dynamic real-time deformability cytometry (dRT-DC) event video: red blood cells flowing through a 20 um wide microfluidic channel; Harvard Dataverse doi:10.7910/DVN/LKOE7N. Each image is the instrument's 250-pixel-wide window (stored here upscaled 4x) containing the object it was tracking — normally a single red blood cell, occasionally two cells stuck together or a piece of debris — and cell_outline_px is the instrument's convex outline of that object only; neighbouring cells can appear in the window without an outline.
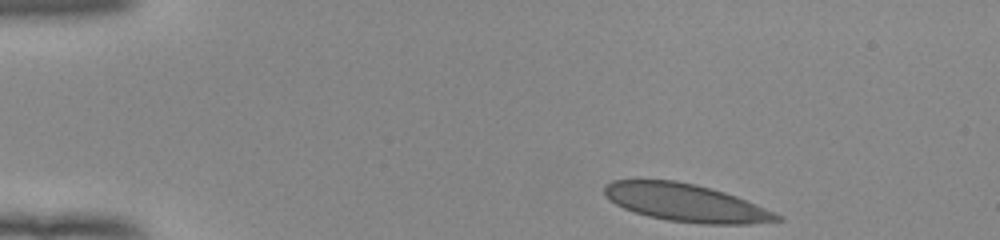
{"species": "human", "species_latin": "Homo sapiens", "temperature_condition": "room temperature", "stored_images_in_passage": 40, "camera_frame_rate_fps": 3000, "um_per_image_px": 0.085, "donor": {"sex": "female"}, "frame": {"image": 1, "passage_image": 1, "time_ms": 0.0, "image_size_px": [1000, 240], "cell_outline_px": [[784, 220], [748, 224], [704, 224], [668, 220], [648, 216], [624, 208], [608, 200], [604, 196], [604, 184], [612, 180], [676, 180], [696, 184], [724, 192], [736, 196], [776, 212], [784, 216]], "centroid_in_image_um": [58.3, 17.23], "position_along_channel_um": 26.7, "area_um2": 38.03}}
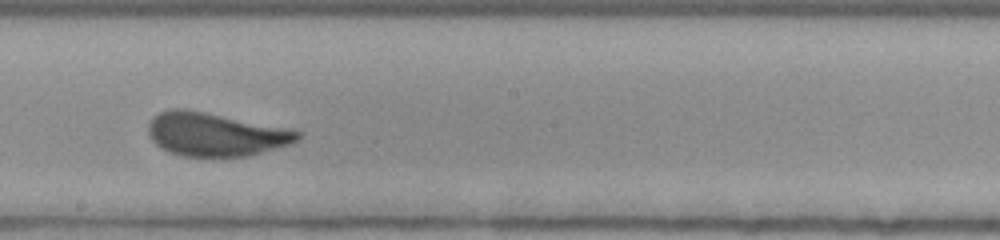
{"frame": {"image": 2, "passage_image": 23, "time_ms": 7.333, "image_size_px": [1000, 240], "cell_outline_px": [[300, 136], [296, 140], [288, 144], [248, 156], [184, 156], [168, 152], [160, 148], [152, 140], [148, 132], [148, 124], [152, 116], [160, 112], [172, 108], [184, 108], [284, 128], [300, 132]], "centroid_in_image_um": [18.21, 11.42], "position_along_channel_um": 230.0, "area_um2": 37.17}}
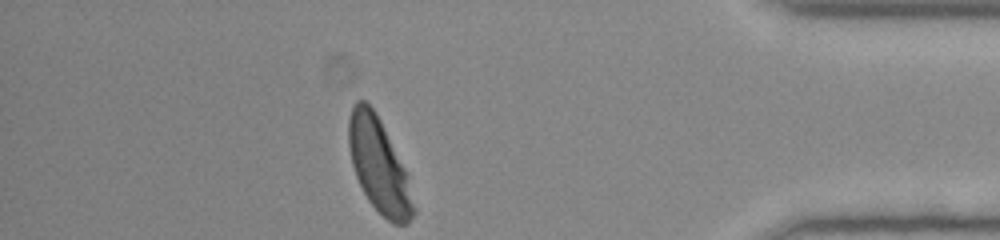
{"frame": {"image": 3, "passage_image": 39, "time_ms": 12.667, "image_size_px": [1000, 240], "cell_outline_px": [[416, 212], [408, 224], [392, 224], [368, 200], [356, 176], [352, 164], [348, 144], [348, 120], [352, 108], [356, 100], [364, 100], [376, 112], [404, 168], [416, 208]], "centroid_in_image_um": [32.2, 14.08], "position_along_channel_um": 403.0, "area_um2": 35.03}, "authors_computed_cell_mechanics": {"area_um2": 37.7145, "velocity_mm_per_s": 3.9064, "shape_relaxation_time_tau1_ms": 3.1474, "shape_relaxation_time_tau2_ms": null, "deformation_change_tau1": 0.1359, "deformation_change_tau2": null}}